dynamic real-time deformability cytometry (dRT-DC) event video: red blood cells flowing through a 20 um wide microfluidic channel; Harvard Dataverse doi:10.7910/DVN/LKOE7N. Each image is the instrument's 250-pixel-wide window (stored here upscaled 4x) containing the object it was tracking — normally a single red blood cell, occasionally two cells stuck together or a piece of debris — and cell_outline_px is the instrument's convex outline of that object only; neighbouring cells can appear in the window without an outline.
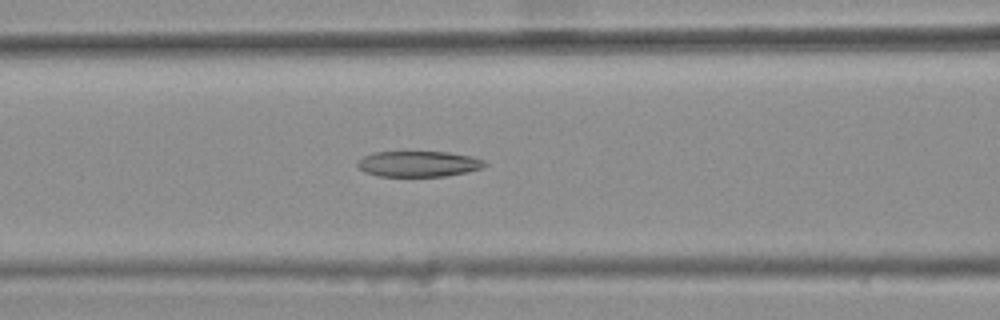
{"species": "common noctule bat (a hibernating species)", "species_latin": "Nyctalus noctula", "temperature_condition": "warm", "stored_images_in_passage": 47, "camera_frame_rate_fps": 3000, "um_per_image_px": 0.085, "animal": {"sex": "female", "body_mass_g": 25.1}, "frame": {"image": 1, "passage_image": 22, "time_ms": 7.0, "image_size_px": [1000, 320], "cell_outline_px": [[488, 164], [480, 168], [468, 172], [444, 176], [376, 176], [364, 172], [356, 164], [364, 156], [372, 152], [448, 152], [472, 156], [484, 160]], "centroid_in_image_um": [35.58, 13.93], "position_along_channel_um": 131.0, "area_um2": 19.07}}
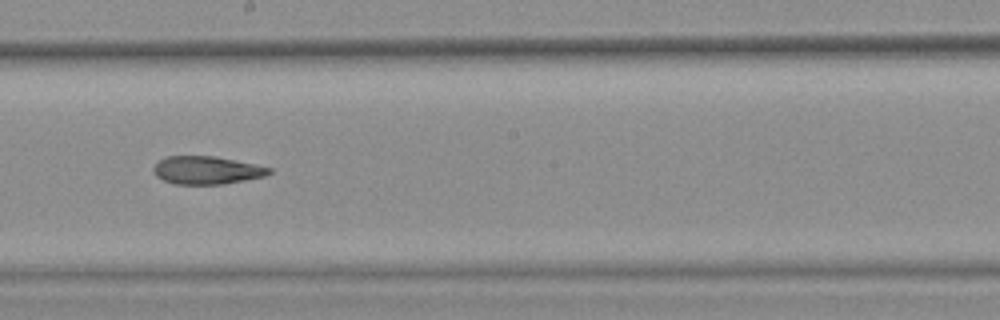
{"frame": {"image": 2, "passage_image": 30, "time_ms": 9.667, "image_size_px": [1000, 320], "cell_outline_px": [[272, 172], [264, 176], [224, 184], [172, 184], [156, 176], [152, 172], [152, 168], [164, 156], [216, 156], [272, 168]], "centroid_in_image_um": [17.53, 14.47], "position_along_channel_um": 230.7, "area_um2": 18.84}}
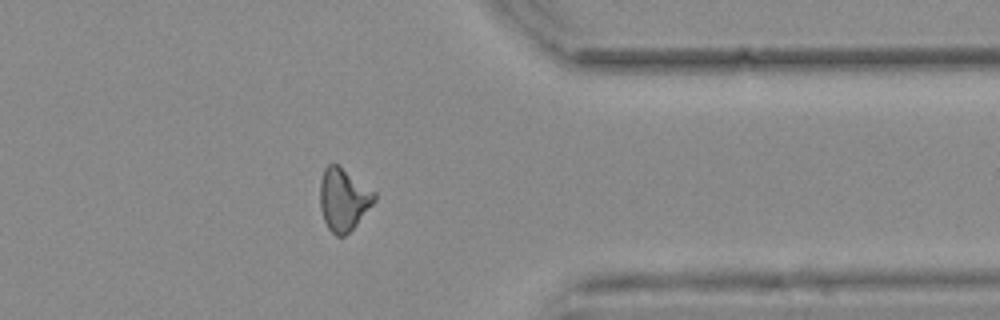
{"frame": {"image": 3, "passage_image": 43, "time_ms": 14.0, "image_size_px": [1000, 320], "cell_outline_px": [[376, 200], [356, 224], [344, 236], [336, 236], [328, 228], [324, 220], [320, 208], [320, 180], [324, 168], [332, 160], [376, 192]], "centroid_in_image_um": [29.18, 16.91], "position_along_channel_um": 382.2, "area_um2": 19.83}, "authors_computed_cell_mechanics": {"area_um2": 19.8832, "velocity_mm_per_s": 3.7457, "shape_relaxation_time_tau1_ms": null, "shape_relaxation_time_tau2_ms": 5.6033, "deformation_change_tau1": null, "deformation_change_tau2": 0.1625}}